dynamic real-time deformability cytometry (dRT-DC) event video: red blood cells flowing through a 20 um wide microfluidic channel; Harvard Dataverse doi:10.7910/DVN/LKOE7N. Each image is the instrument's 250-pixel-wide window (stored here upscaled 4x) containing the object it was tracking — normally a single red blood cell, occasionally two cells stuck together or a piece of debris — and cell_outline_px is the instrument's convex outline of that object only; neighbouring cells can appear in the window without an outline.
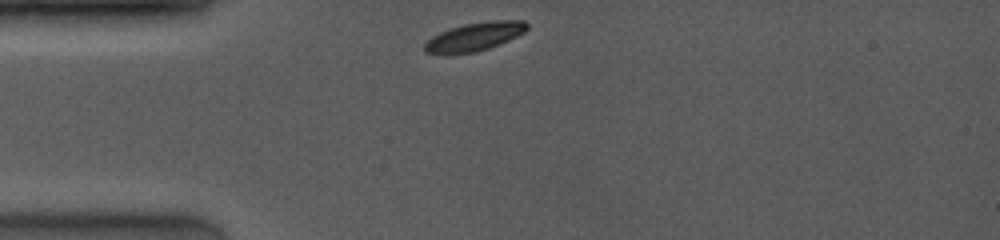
{"species": "common noctule bat (a hibernating species)", "species_latin": "Nyctalus noctula", "temperature_condition": "room temperature", "stored_images_in_passage": 39, "camera_frame_rate_fps": 4000, "um_per_image_px": 0.085, "animal": {"sex": "female", "body_mass_g": 19.0, "forearm_length_mm": 53.3}, "frame": {"image": 1, "passage_image": 1, "time_ms": 0.0, "image_size_px": [1000, 240], "cell_outline_px": [[528, 28], [524, 32], [500, 44], [476, 52], [424, 52], [424, 44], [432, 36], [440, 32], [464, 24], [492, 20], [524, 20], [528, 24]], "centroid_in_image_um": [40.4, 3.08], "position_along_channel_um": 44.6, "area_um2": 16.47}}
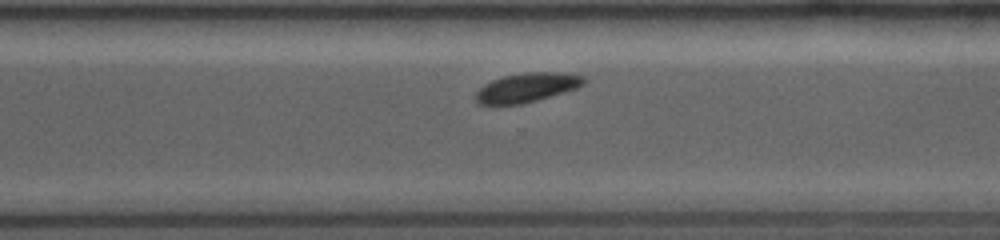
{"frame": {"image": 2, "passage_image": 26, "time_ms": 7.5, "image_size_px": [1000, 240], "cell_outline_px": [[588, 80], [584, 84], [576, 88], [536, 100], [520, 104], [476, 104], [476, 92], [484, 84], [492, 80], [504, 76], [524, 72], [564, 72], [584, 76]], "centroid_in_image_um": [44.81, 7.42], "position_along_channel_um": 325.8, "area_um2": 18.32}}
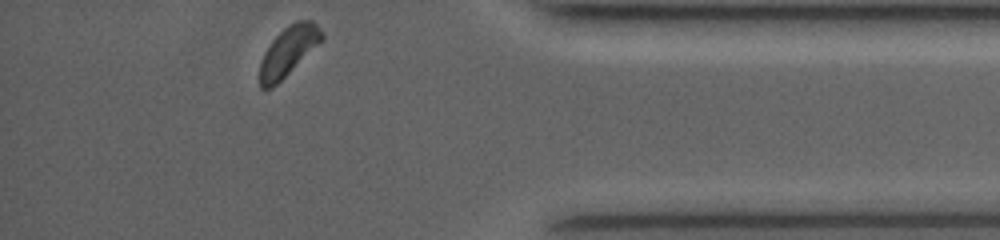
{"frame": {"image": 3, "passage_image": 39, "time_ms": 10.0, "image_size_px": [1000, 240], "cell_outline_px": [[324, 40], [272, 88], [260, 88], [260, 60], [264, 52], [272, 40], [288, 24], [296, 20], [312, 20], [324, 32]], "centroid_in_image_um": [24.54, 4.32], "position_along_channel_um": 410.7, "area_um2": 17.86}, "authors_computed_cell_mechanics": {"area_um2": 18.5538, "velocity_mm_per_s": 4.0124, "shape_relaxation_time_tau1_ms": 0.8145, "shape_relaxation_time_tau2_ms": null, "deformation_change_tau1": 0.0496, "deformation_change_tau2": null}}